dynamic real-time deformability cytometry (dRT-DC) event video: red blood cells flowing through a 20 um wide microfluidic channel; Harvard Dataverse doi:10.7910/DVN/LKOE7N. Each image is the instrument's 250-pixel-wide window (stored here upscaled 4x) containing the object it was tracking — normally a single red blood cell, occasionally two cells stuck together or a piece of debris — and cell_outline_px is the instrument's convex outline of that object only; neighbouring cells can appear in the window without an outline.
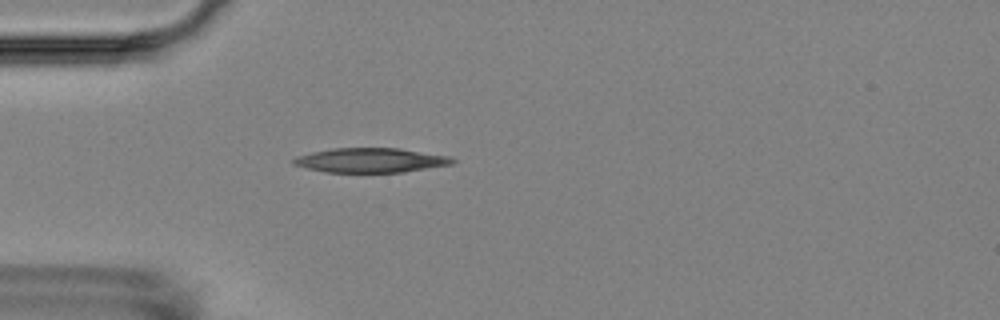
{"species": "Egyptian fruit bat (a non-hibernating species)", "species_latin": "Rousettus aegyptiacus", "temperature_condition": "room temperature", "stored_images_in_passage": 4, "camera_frame_rate_fps": 3000, "um_per_image_px": 0.085, "animal": {"sex": "female"}, "frame": {"image": 1, "passage_image": 4, "time_ms": 4.333, "image_size_px": [1000, 320], "cell_outline_px": [[456, 160], [452, 164], [404, 172], [324, 172], [292, 164], [292, 160], [296, 156], [312, 152], [332, 148], [400, 148], [448, 156]], "centroid_in_image_um": [31.49, 13.62], "position_along_channel_um": 53.5, "area_um2": 22.6}}